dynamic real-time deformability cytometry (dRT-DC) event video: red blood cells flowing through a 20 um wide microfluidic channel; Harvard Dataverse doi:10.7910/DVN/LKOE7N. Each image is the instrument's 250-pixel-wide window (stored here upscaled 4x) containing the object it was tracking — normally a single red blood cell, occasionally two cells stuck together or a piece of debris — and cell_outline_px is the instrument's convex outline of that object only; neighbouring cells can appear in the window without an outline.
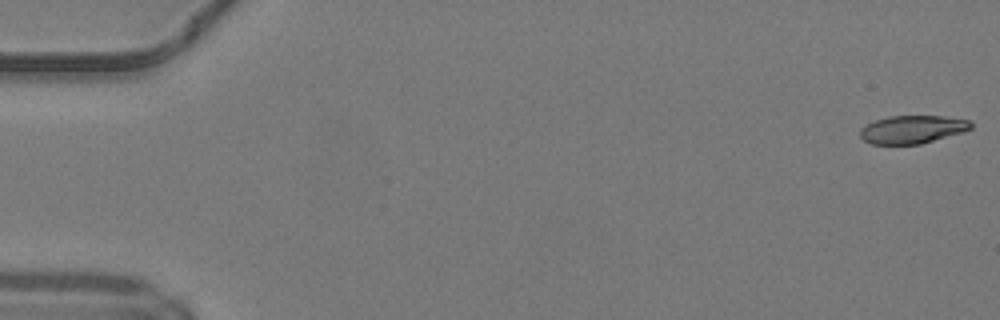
{"species": "common noctule bat (a hibernating species)", "species_latin": "Nyctalus noctula", "temperature_condition": "warm", "stored_images_in_passage": 49, "camera_frame_rate_fps": 3000, "um_per_image_px": 0.085, "animal": {"sex": "male", "body_mass_g": 19.2, "forearm_length_mm": 51.8}, "frame": {"image": 1, "passage_image": 1, "time_ms": 0.0, "image_size_px": [1000, 320], "cell_outline_px": [[972, 128], [964, 132], [920, 144], [872, 144], [864, 140], [860, 136], [860, 128], [876, 120], [888, 116], [944, 116], [972, 120]], "centroid_in_image_um": [77.59, 10.99], "position_along_channel_um": 7.4, "area_um2": 18.15}}
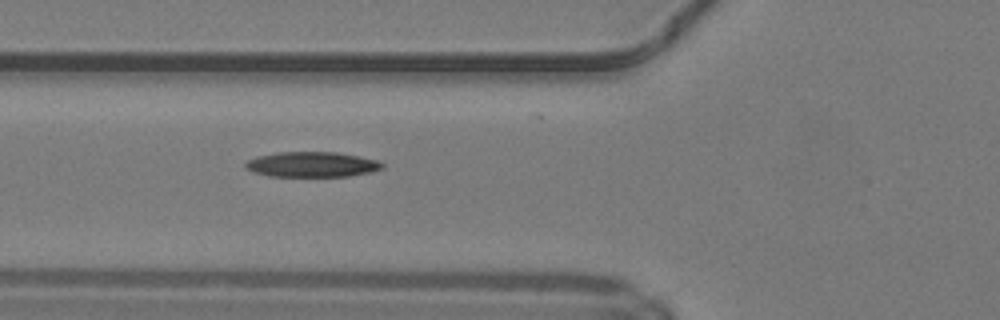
{"frame": {"image": 2, "passage_image": 19, "time_ms": 6.0, "image_size_px": [1000, 320], "cell_outline_px": [[384, 168], [372, 172], [348, 176], [268, 176], [244, 168], [244, 164], [248, 160], [256, 156], [276, 152], [336, 152], [376, 160], [384, 164]], "centroid_in_image_um": [26.49, 13.97], "position_along_channel_um": 99.3, "area_um2": 20.06}}
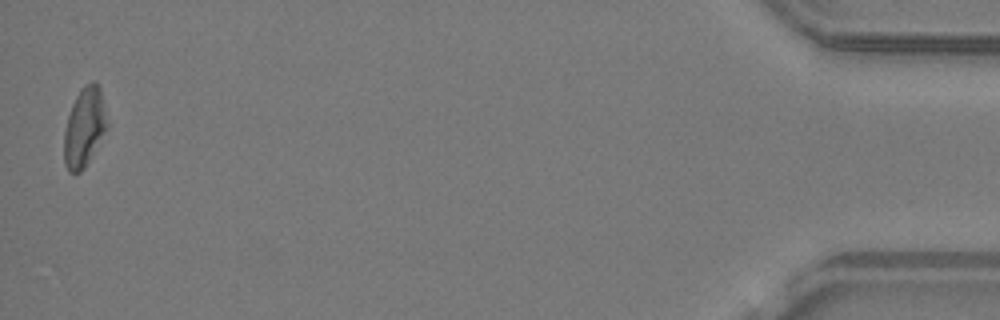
{"frame": {"image": 3, "passage_image": 49, "time_ms": 16.0, "image_size_px": [1000, 320], "cell_outline_px": [[108, 124], [84, 168], [80, 172], [68, 172], [64, 164], [64, 132], [68, 116], [72, 104], [80, 88], [84, 84], [92, 80], [100, 88]], "centroid_in_image_um": [7.14, 10.79], "position_along_channel_um": 428.1, "area_um2": 19.48}, "authors_computed_cell_mechanics": {"area_um2": 19.7676, "velocity_mm_per_s": 4.2222, "shape_relaxation_time_tau1_ms": null, "shape_relaxation_time_tau2_ms": 7.9005, "deformation_change_tau1": null, "deformation_change_tau2": 0.2053}}